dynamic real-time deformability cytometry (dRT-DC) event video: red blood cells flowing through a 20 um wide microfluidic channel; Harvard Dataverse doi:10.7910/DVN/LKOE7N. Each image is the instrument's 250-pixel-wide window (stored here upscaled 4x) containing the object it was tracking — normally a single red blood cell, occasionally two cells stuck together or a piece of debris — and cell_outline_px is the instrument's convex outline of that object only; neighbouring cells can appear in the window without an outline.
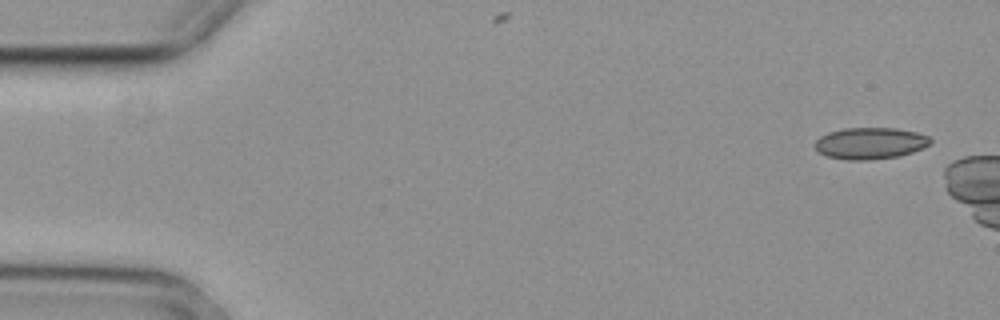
{"species": "common noctule bat (a hibernating species)", "species_latin": "Nyctalus noctula", "temperature_condition": "cold", "stored_images_in_passage": 2, "camera_frame_rate_fps": 3000, "um_per_image_px": 0.085, "animal": {"sex": "female", "body_mass_g": 29.2, "forearm_length_mm": 56.3}, "frame": {"image": 1, "passage_image": 1, "time_ms": 0.0, "image_size_px": [1000, 320], "cell_outline_px": [[932, 140], [928, 144], [912, 152], [900, 156], [868, 160], [848, 160], [828, 156], [820, 152], [816, 148], [816, 140], [820, 136], [828, 132], [844, 128], [896, 128], [916, 132], [928, 136]], "centroid_in_image_um": [73.96, 12.17], "position_along_channel_um": 11.0, "area_um2": 21.04}}